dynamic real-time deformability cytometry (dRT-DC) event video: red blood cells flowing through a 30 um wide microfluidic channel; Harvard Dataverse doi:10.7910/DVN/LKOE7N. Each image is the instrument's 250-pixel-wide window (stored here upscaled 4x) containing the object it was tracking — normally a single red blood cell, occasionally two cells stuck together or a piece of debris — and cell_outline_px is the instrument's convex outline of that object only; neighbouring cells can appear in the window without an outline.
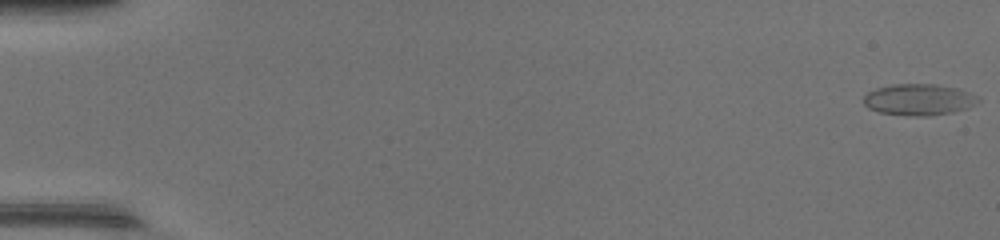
{"species": "common noctule bat (a hibernating species)", "species_latin": "Nyctalus noctula", "temperature_condition": "warm", "stored_images_in_passage": 49, "camera_frame_rate_fps": 3000, "um_per_image_px": 0.085, "animal": {"sex": "female", "body_mass_g": 17.0, "forearm_length_mm": 48.0}, "frame": {"image": 1, "passage_image": 1, "time_ms": 0.0, "image_size_px": [1000, 240], "cell_outline_px": [[980, 100], [976, 104], [968, 108], [952, 112], [928, 116], [908, 116], [880, 112], [868, 108], [864, 104], [864, 96], [868, 92], [876, 88], [892, 84], [936, 84], [956, 88], [980, 96]], "centroid_in_image_um": [78.12, 8.47], "position_along_channel_um": 6.9, "area_um2": 21.04}}
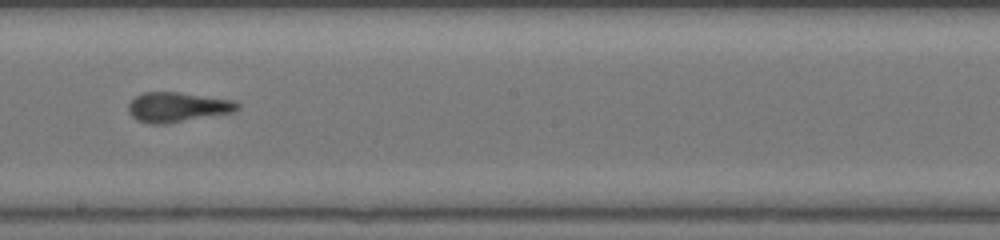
{"frame": {"image": 2, "passage_image": 29, "time_ms": 9.333, "image_size_px": [1000, 240], "cell_outline_px": [[240, 108], [232, 112], [164, 124], [148, 124], [136, 120], [128, 112], [128, 104], [136, 96], [144, 92], [176, 92], [232, 100], [240, 104]], "centroid_in_image_um": [15.04, 9.11], "position_along_channel_um": 233.2, "area_um2": 18.73}}
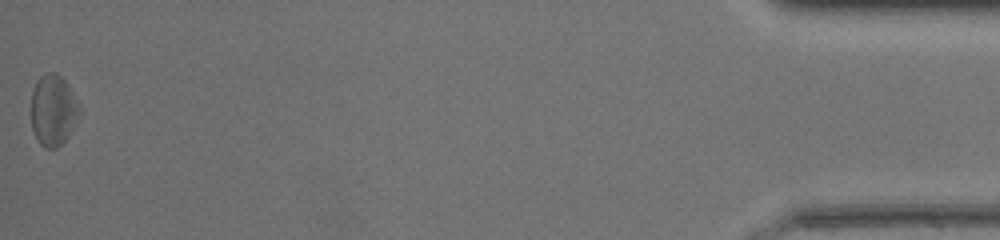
{"frame": {"image": 3, "passage_image": 49, "time_ms": 16.0, "image_size_px": [1000, 240], "cell_outline_px": [[80, 116], [68, 136], [56, 148], [44, 148], [40, 144], [32, 128], [32, 92], [36, 80], [40, 76], [48, 72], [56, 72], [68, 84], [80, 108]], "centroid_in_image_um": [4.53, 9.35], "position_along_channel_um": 430.7, "area_um2": 19.88}, "authors_computed_cell_mechanics": {"area_um2": 19.074, "velocity_mm_per_s": 4.3837, "shape_relaxation_time_tau1_ms": 3.586, "shape_relaxation_time_tau2_ms": 1.2542, "deformation_change_tau1": 0.1463, "deformation_change_tau2": 0.0824}}